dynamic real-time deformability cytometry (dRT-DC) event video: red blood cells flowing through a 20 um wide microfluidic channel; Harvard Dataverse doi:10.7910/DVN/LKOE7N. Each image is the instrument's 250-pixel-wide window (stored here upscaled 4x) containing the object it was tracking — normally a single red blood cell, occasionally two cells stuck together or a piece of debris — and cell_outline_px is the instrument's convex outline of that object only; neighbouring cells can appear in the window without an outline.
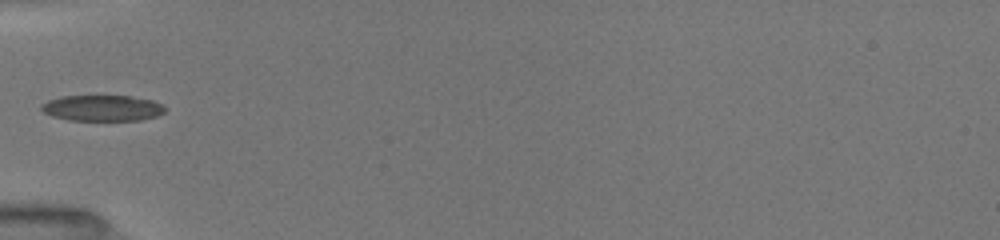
{"species": "common noctule bat (a hibernating species)", "species_latin": "Nyctalus noctula", "temperature_condition": "room temperature", "stored_images_in_passage": 5, "camera_frame_rate_fps": 3000, "um_per_image_px": 0.085, "animal": {"sex": "female", "body_mass_g": 19.5, "forearm_length_mm": 54.1}, "frame": {"image": 1, "passage_image": 1, "time_ms": 0.0, "image_size_px": [1000, 240], "cell_outline_px": [[164, 112], [156, 116], [140, 120], [68, 120], [52, 116], [44, 112], [40, 108], [40, 104], [48, 100], [60, 96], [128, 96], [152, 100], [160, 104], [164, 108]], "centroid_in_image_um": [8.64, 9.18], "position_along_channel_um": 76.4, "area_um2": 18.55}}